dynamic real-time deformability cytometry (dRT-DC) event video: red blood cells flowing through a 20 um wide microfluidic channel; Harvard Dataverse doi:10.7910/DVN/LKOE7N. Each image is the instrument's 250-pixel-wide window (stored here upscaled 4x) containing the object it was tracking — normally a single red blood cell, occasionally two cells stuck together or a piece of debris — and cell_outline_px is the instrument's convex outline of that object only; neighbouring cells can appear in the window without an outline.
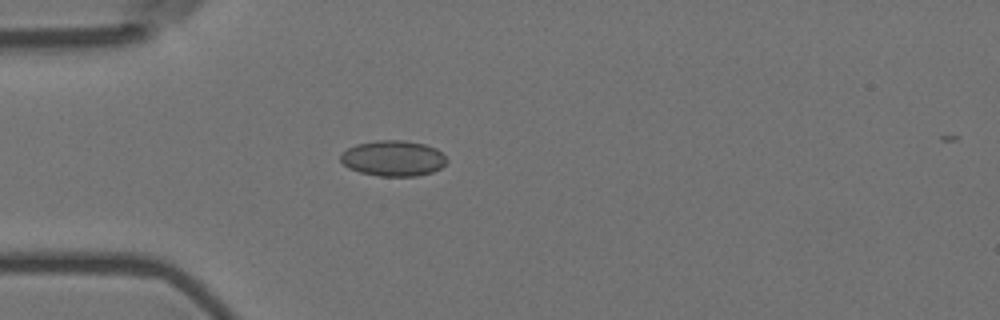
{"species": "Egyptian fruit bat (a non-hibernating species)", "species_latin": "Rousettus aegyptiacus", "temperature_condition": "room temperature", "stored_images_in_passage": 3, "camera_frame_rate_fps": 3000, "um_per_image_px": 0.085, "animal": {"sex": "female"}, "frame": {"image": 1, "passage_image": 3, "time_ms": 0.667, "image_size_px": [1000, 320], "cell_outline_px": [[448, 160], [440, 168], [432, 172], [416, 176], [380, 176], [360, 172], [348, 168], [340, 160], [340, 152], [356, 144], [376, 140], [404, 140], [424, 144], [436, 148]], "centroid_in_image_um": [33.39, 13.45], "position_along_channel_um": 51.6, "area_um2": 22.08}}